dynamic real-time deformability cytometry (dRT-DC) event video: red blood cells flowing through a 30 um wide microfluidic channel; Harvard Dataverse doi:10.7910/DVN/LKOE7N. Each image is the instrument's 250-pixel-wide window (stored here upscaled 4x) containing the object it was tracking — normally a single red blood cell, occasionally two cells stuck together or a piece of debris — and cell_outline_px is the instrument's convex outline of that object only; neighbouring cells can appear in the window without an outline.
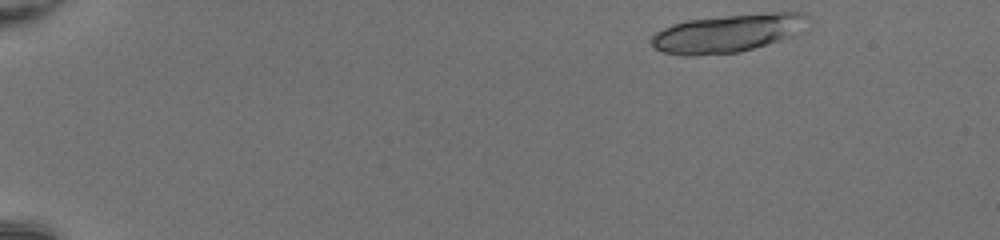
{"species": "common noctule bat (a hibernating species)", "species_latin": "Nyctalus noctula", "temperature_condition": "room temperature", "stored_images_in_passage": 15, "camera_frame_rate_fps": 3000, "um_per_image_px": 0.085, "animal": {"sex": "female", "body_mass_g": 20.0, "forearm_length_mm": 54.0}, "frame": {"image": 1, "passage_image": 1, "time_ms": 0.0, "image_size_px": [1000, 240], "cell_outline_px": [[808, 16], [800, 32], [740, 52], [692, 56], [680, 56], [664, 52], [656, 48], [648, 40], [656, 32], [672, 24], [684, 20], [772, 12], [804, 12]], "centroid_in_image_um": [61.77, 2.82], "position_along_channel_um": 23.2, "area_um2": 34.28}}